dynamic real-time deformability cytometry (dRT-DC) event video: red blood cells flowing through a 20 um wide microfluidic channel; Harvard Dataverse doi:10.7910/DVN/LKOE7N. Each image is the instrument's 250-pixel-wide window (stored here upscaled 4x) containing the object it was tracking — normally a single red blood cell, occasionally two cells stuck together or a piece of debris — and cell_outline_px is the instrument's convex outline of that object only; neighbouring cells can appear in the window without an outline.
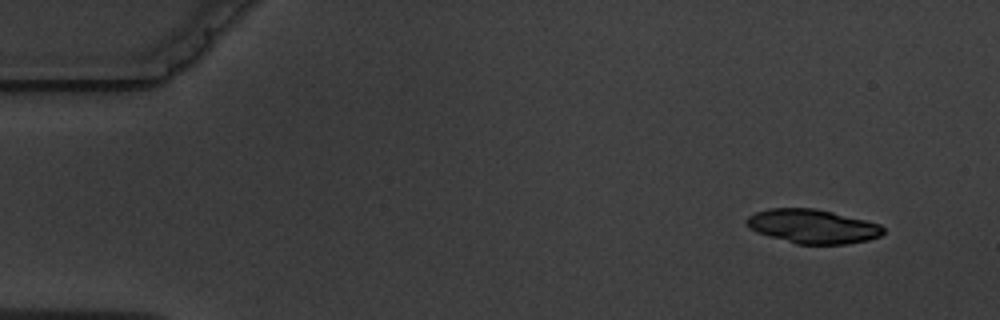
{"species": "common noctule bat (a hibernating species)", "species_latin": "Nyctalus noctula", "temperature_condition": "warm", "stored_images_in_passage": 10, "camera_frame_rate_fps": 3000, "um_per_image_px": 0.085, "animal": {"sex": "male", "body_mass_g": 19.5, "forearm_length_mm": 54.6}, "frame": {"image": 1, "passage_image": 1, "time_ms": 0.0, "image_size_px": [1000, 320], "cell_outline_px": [[884, 232], [880, 236], [868, 240], [848, 244], [796, 244], [768, 236], [756, 232], [744, 220], [748, 216], [756, 212], [768, 208], [816, 208], [880, 224], [884, 228]], "centroid_in_image_um": [69.07, 19.24], "position_along_channel_um": 15.9, "area_um2": 27.05}}
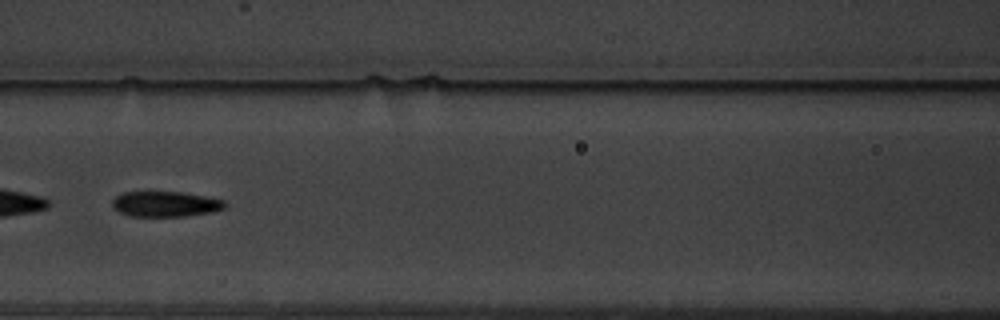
{"frame": {"image": 2, "passage_image": 7, "time_ms": 7.0, "image_size_px": [1000, 320], "cell_outline_px": [[224, 208], [212, 212], [184, 216], [128, 216], [112, 208], [112, 200], [116, 196], [124, 192], [184, 192], [224, 200]], "centroid_in_image_um": [14.02, 17.34], "position_along_channel_um": 152.6, "area_um2": 16.59}}
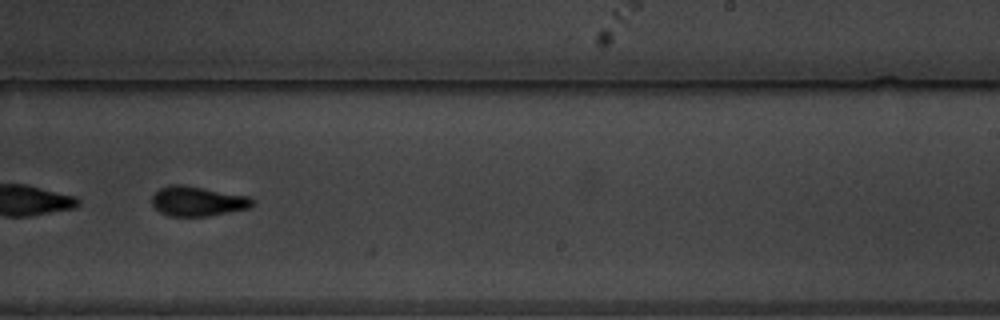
{"frame": {"image": 3, "passage_image": 10, "time_ms": 10.333, "image_size_px": [1000, 320], "cell_outline_px": [[256, 200], [248, 208], [208, 216], [168, 216], [160, 212], [152, 204], [152, 196], [160, 188], [168, 184], [184, 184], [248, 196]], "centroid_in_image_um": [16.77, 17.09], "position_along_channel_um": 272.2, "area_um2": 17.46}}